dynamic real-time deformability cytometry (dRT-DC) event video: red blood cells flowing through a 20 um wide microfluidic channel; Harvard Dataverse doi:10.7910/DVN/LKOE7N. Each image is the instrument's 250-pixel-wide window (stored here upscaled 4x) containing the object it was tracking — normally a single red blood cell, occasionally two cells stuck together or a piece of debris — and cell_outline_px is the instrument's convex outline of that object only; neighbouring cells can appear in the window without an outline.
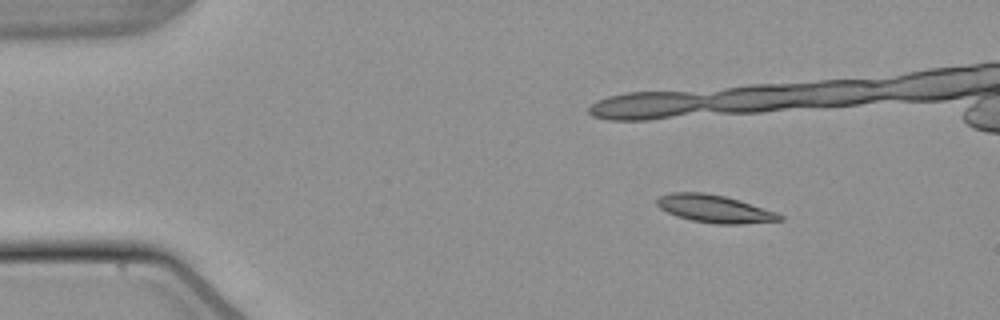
{"species": "common noctule bat (a hibernating species)", "species_latin": "Nyctalus noctula", "temperature_condition": "warm", "stored_images_in_passage": 48, "camera_frame_rate_fps": 3000, "um_per_image_px": 0.085, "animal": {"sex": "male", "body_mass_g": 21.5, "forearm_length_mm": 52.0}, "frame": {"image": 1, "passage_image": 1, "time_ms": 0.0, "image_size_px": [1000, 320], "cell_outline_px": [[784, 220], [740, 224], [716, 224], [692, 220], [676, 216], [660, 208], [656, 204], [656, 200], [660, 196], [672, 192], [704, 192], [724, 196], [776, 212], [784, 216]], "centroid_in_image_um": [60.72, 17.75], "position_along_channel_um": 24.3, "area_um2": 19.59}}